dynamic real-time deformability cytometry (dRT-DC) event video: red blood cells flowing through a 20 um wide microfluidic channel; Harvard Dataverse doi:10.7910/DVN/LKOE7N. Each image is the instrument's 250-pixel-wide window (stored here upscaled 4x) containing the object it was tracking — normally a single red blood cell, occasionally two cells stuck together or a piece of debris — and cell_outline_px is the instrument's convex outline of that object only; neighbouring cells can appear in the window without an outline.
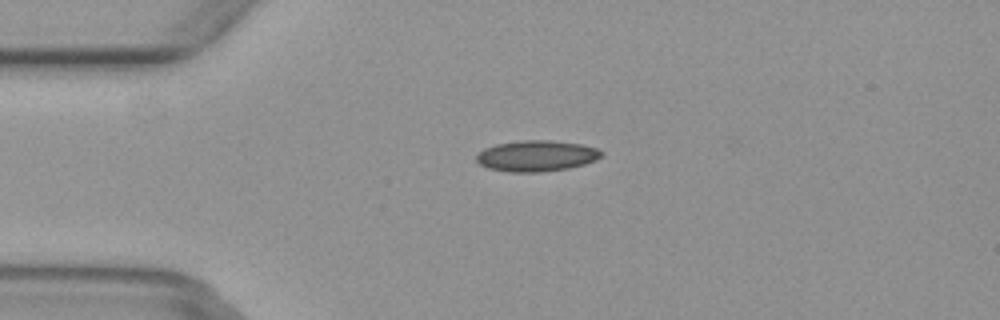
{"species": "common noctule bat (a hibernating species)", "species_latin": "Nyctalus noctula", "temperature_condition": "warm", "stored_images_in_passage": 5, "camera_frame_rate_fps": 3000, "um_per_image_px": 0.085, "animal": {"sex": "female", "body_mass_g": 29.2, "forearm_length_mm": 56.3}, "frame": {"image": 1, "passage_image": 3, "time_ms": 0.667, "image_size_px": [1000, 320], "cell_outline_px": [[604, 152], [596, 160], [584, 164], [568, 168], [540, 172], [508, 172], [488, 168], [480, 164], [476, 160], [476, 156], [484, 148], [496, 144], [520, 140], [548, 140], [580, 144], [596, 148]], "centroid_in_image_um": [45.58, 13.25], "position_along_channel_um": 39.4, "area_um2": 22.48}}
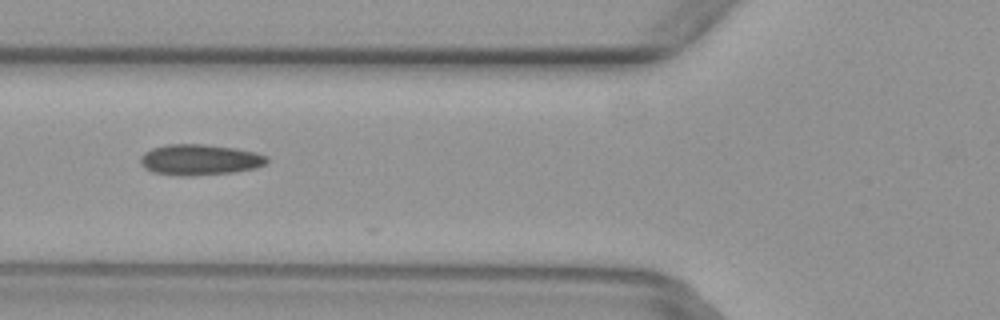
{"frame": {"image": 2, "passage_image": 5, "time_ms": 1.333, "image_size_px": [1000, 320], "cell_outline_px": [[268, 160], [264, 164], [256, 168], [232, 172], [192, 176], [180, 176], [152, 172], [144, 168], [140, 164], [140, 156], [144, 152], [152, 148], [164, 144], [204, 144], [236, 148], [256, 152], [268, 156]], "centroid_in_image_um": [16.95, 13.57], "position_along_channel_um": 108.9, "area_um2": 22.95}}